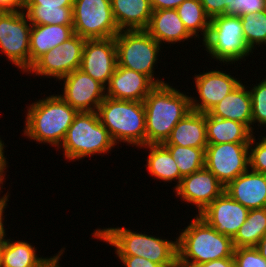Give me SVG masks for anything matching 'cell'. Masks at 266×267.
<instances>
[{"label":"cell","mask_w":266,"mask_h":267,"mask_svg":"<svg viewBox=\"0 0 266 267\" xmlns=\"http://www.w3.org/2000/svg\"><path fill=\"white\" fill-rule=\"evenodd\" d=\"M194 74V82L196 85V93L198 99L190 95L191 110L208 113L216 104H218L225 96L236 89L242 81L236 76L230 75L223 70H206V72Z\"/></svg>","instance_id":"4fadbf2b"},{"label":"cell","mask_w":266,"mask_h":267,"mask_svg":"<svg viewBox=\"0 0 266 267\" xmlns=\"http://www.w3.org/2000/svg\"><path fill=\"white\" fill-rule=\"evenodd\" d=\"M73 31L85 39H107L119 32L112 14L111 0H75Z\"/></svg>","instance_id":"30bf717a"},{"label":"cell","mask_w":266,"mask_h":267,"mask_svg":"<svg viewBox=\"0 0 266 267\" xmlns=\"http://www.w3.org/2000/svg\"><path fill=\"white\" fill-rule=\"evenodd\" d=\"M22 135L38 144L46 143L56 150L65 138L78 111L59 94L36 99L27 105Z\"/></svg>","instance_id":"6da1fadb"},{"label":"cell","mask_w":266,"mask_h":267,"mask_svg":"<svg viewBox=\"0 0 266 267\" xmlns=\"http://www.w3.org/2000/svg\"><path fill=\"white\" fill-rule=\"evenodd\" d=\"M176 161L182 177L190 175L205 167V149L183 147L178 145H164Z\"/></svg>","instance_id":"4dcf8cb0"},{"label":"cell","mask_w":266,"mask_h":267,"mask_svg":"<svg viewBox=\"0 0 266 267\" xmlns=\"http://www.w3.org/2000/svg\"><path fill=\"white\" fill-rule=\"evenodd\" d=\"M185 0H150L152 10L176 9Z\"/></svg>","instance_id":"ab89813d"},{"label":"cell","mask_w":266,"mask_h":267,"mask_svg":"<svg viewBox=\"0 0 266 267\" xmlns=\"http://www.w3.org/2000/svg\"><path fill=\"white\" fill-rule=\"evenodd\" d=\"M163 145L206 148V113L189 111L173 128Z\"/></svg>","instance_id":"7402d4cb"},{"label":"cell","mask_w":266,"mask_h":267,"mask_svg":"<svg viewBox=\"0 0 266 267\" xmlns=\"http://www.w3.org/2000/svg\"><path fill=\"white\" fill-rule=\"evenodd\" d=\"M208 113L213 117L240 122L252 130V99L248 86L241 83Z\"/></svg>","instance_id":"603a6c76"},{"label":"cell","mask_w":266,"mask_h":267,"mask_svg":"<svg viewBox=\"0 0 266 267\" xmlns=\"http://www.w3.org/2000/svg\"><path fill=\"white\" fill-rule=\"evenodd\" d=\"M255 247L260 255L266 259V234L260 239L259 243Z\"/></svg>","instance_id":"f6af8a7d"},{"label":"cell","mask_w":266,"mask_h":267,"mask_svg":"<svg viewBox=\"0 0 266 267\" xmlns=\"http://www.w3.org/2000/svg\"><path fill=\"white\" fill-rule=\"evenodd\" d=\"M146 144H162L176 124L191 111L190 96L169 82L156 85L143 100Z\"/></svg>","instance_id":"3957f363"},{"label":"cell","mask_w":266,"mask_h":267,"mask_svg":"<svg viewBox=\"0 0 266 267\" xmlns=\"http://www.w3.org/2000/svg\"><path fill=\"white\" fill-rule=\"evenodd\" d=\"M233 258L236 267H266V259L256 247L235 248Z\"/></svg>","instance_id":"e575fe53"},{"label":"cell","mask_w":266,"mask_h":267,"mask_svg":"<svg viewBox=\"0 0 266 267\" xmlns=\"http://www.w3.org/2000/svg\"><path fill=\"white\" fill-rule=\"evenodd\" d=\"M207 56L224 65L238 67L242 60L253 55L247 46L240 16L219 15L211 18L206 39L202 42ZM242 59V60H241ZM240 61V62H239Z\"/></svg>","instance_id":"52a82bcc"},{"label":"cell","mask_w":266,"mask_h":267,"mask_svg":"<svg viewBox=\"0 0 266 267\" xmlns=\"http://www.w3.org/2000/svg\"><path fill=\"white\" fill-rule=\"evenodd\" d=\"M5 147H7V146H6V144L4 143V141L0 137V160H6V159L8 160V158L4 154Z\"/></svg>","instance_id":"bcb514c9"},{"label":"cell","mask_w":266,"mask_h":267,"mask_svg":"<svg viewBox=\"0 0 266 267\" xmlns=\"http://www.w3.org/2000/svg\"><path fill=\"white\" fill-rule=\"evenodd\" d=\"M85 42V38L74 33L60 46L40 56L26 74H34V77L41 76L44 79L52 77L59 81L74 70L80 69Z\"/></svg>","instance_id":"8fae6325"},{"label":"cell","mask_w":266,"mask_h":267,"mask_svg":"<svg viewBox=\"0 0 266 267\" xmlns=\"http://www.w3.org/2000/svg\"><path fill=\"white\" fill-rule=\"evenodd\" d=\"M244 39L252 52L266 46V10L240 16ZM261 45V46H260Z\"/></svg>","instance_id":"1f68e13d"},{"label":"cell","mask_w":266,"mask_h":267,"mask_svg":"<svg viewBox=\"0 0 266 267\" xmlns=\"http://www.w3.org/2000/svg\"><path fill=\"white\" fill-rule=\"evenodd\" d=\"M111 8L120 31L146 30L153 11L150 0H111Z\"/></svg>","instance_id":"cb8c5ba5"},{"label":"cell","mask_w":266,"mask_h":267,"mask_svg":"<svg viewBox=\"0 0 266 267\" xmlns=\"http://www.w3.org/2000/svg\"><path fill=\"white\" fill-rule=\"evenodd\" d=\"M117 67L115 37L86 39L80 69L107 87Z\"/></svg>","instance_id":"9a60e30c"},{"label":"cell","mask_w":266,"mask_h":267,"mask_svg":"<svg viewBox=\"0 0 266 267\" xmlns=\"http://www.w3.org/2000/svg\"><path fill=\"white\" fill-rule=\"evenodd\" d=\"M200 3L210 18L219 15L233 16V0H200Z\"/></svg>","instance_id":"d590c367"},{"label":"cell","mask_w":266,"mask_h":267,"mask_svg":"<svg viewBox=\"0 0 266 267\" xmlns=\"http://www.w3.org/2000/svg\"><path fill=\"white\" fill-rule=\"evenodd\" d=\"M146 31L163 47L166 44L171 47V44L193 39L176 9L153 10Z\"/></svg>","instance_id":"44dd1931"},{"label":"cell","mask_w":266,"mask_h":267,"mask_svg":"<svg viewBox=\"0 0 266 267\" xmlns=\"http://www.w3.org/2000/svg\"><path fill=\"white\" fill-rule=\"evenodd\" d=\"M5 239H6V238H0V251H1V247H2L3 241H4Z\"/></svg>","instance_id":"7dc6e473"},{"label":"cell","mask_w":266,"mask_h":267,"mask_svg":"<svg viewBox=\"0 0 266 267\" xmlns=\"http://www.w3.org/2000/svg\"><path fill=\"white\" fill-rule=\"evenodd\" d=\"M248 213L249 209L224 191L198 215L218 233L233 239L247 219Z\"/></svg>","instance_id":"e0dca14e"},{"label":"cell","mask_w":266,"mask_h":267,"mask_svg":"<svg viewBox=\"0 0 266 267\" xmlns=\"http://www.w3.org/2000/svg\"><path fill=\"white\" fill-rule=\"evenodd\" d=\"M225 186L206 167L182 177L180 185L173 190L177 198L192 204L198 214L224 192Z\"/></svg>","instance_id":"2e32d148"},{"label":"cell","mask_w":266,"mask_h":267,"mask_svg":"<svg viewBox=\"0 0 266 267\" xmlns=\"http://www.w3.org/2000/svg\"><path fill=\"white\" fill-rule=\"evenodd\" d=\"M140 148L149 149L145 166L150 176L164 183L174 181L177 184L173 189H176L181 183L182 176L169 150L163 144H146Z\"/></svg>","instance_id":"4316f807"},{"label":"cell","mask_w":266,"mask_h":267,"mask_svg":"<svg viewBox=\"0 0 266 267\" xmlns=\"http://www.w3.org/2000/svg\"><path fill=\"white\" fill-rule=\"evenodd\" d=\"M74 34L73 25H32L30 32V67L43 54L60 46Z\"/></svg>","instance_id":"d4e9b609"},{"label":"cell","mask_w":266,"mask_h":267,"mask_svg":"<svg viewBox=\"0 0 266 267\" xmlns=\"http://www.w3.org/2000/svg\"><path fill=\"white\" fill-rule=\"evenodd\" d=\"M75 0H25L24 12L32 25H73Z\"/></svg>","instance_id":"ffe728a7"},{"label":"cell","mask_w":266,"mask_h":267,"mask_svg":"<svg viewBox=\"0 0 266 267\" xmlns=\"http://www.w3.org/2000/svg\"><path fill=\"white\" fill-rule=\"evenodd\" d=\"M91 235L114 247L116 256H138L163 267H178L176 237L172 241L118 226L97 228Z\"/></svg>","instance_id":"7a4b0ae2"},{"label":"cell","mask_w":266,"mask_h":267,"mask_svg":"<svg viewBox=\"0 0 266 267\" xmlns=\"http://www.w3.org/2000/svg\"><path fill=\"white\" fill-rule=\"evenodd\" d=\"M123 267H163L143 257L138 256H116Z\"/></svg>","instance_id":"74e56055"},{"label":"cell","mask_w":266,"mask_h":267,"mask_svg":"<svg viewBox=\"0 0 266 267\" xmlns=\"http://www.w3.org/2000/svg\"><path fill=\"white\" fill-rule=\"evenodd\" d=\"M177 236L178 267L202 264L216 259L233 257L232 238L218 233L195 214L187 227Z\"/></svg>","instance_id":"277c9868"},{"label":"cell","mask_w":266,"mask_h":267,"mask_svg":"<svg viewBox=\"0 0 266 267\" xmlns=\"http://www.w3.org/2000/svg\"><path fill=\"white\" fill-rule=\"evenodd\" d=\"M115 146L97 112H78L58 150L62 148L64 159L74 162L97 154L108 155Z\"/></svg>","instance_id":"8992f818"},{"label":"cell","mask_w":266,"mask_h":267,"mask_svg":"<svg viewBox=\"0 0 266 267\" xmlns=\"http://www.w3.org/2000/svg\"><path fill=\"white\" fill-rule=\"evenodd\" d=\"M266 10V0H233V16Z\"/></svg>","instance_id":"8d00e7d4"},{"label":"cell","mask_w":266,"mask_h":267,"mask_svg":"<svg viewBox=\"0 0 266 267\" xmlns=\"http://www.w3.org/2000/svg\"><path fill=\"white\" fill-rule=\"evenodd\" d=\"M224 191L249 210L266 208V174L248 169L229 182Z\"/></svg>","instance_id":"d6986e66"},{"label":"cell","mask_w":266,"mask_h":267,"mask_svg":"<svg viewBox=\"0 0 266 267\" xmlns=\"http://www.w3.org/2000/svg\"><path fill=\"white\" fill-rule=\"evenodd\" d=\"M186 267H236L233 257L216 259L202 264H192Z\"/></svg>","instance_id":"f35d334b"},{"label":"cell","mask_w":266,"mask_h":267,"mask_svg":"<svg viewBox=\"0 0 266 267\" xmlns=\"http://www.w3.org/2000/svg\"><path fill=\"white\" fill-rule=\"evenodd\" d=\"M155 86L146 75L117 65L106 87V96L116 100L143 101Z\"/></svg>","instance_id":"ac0fdd59"},{"label":"cell","mask_w":266,"mask_h":267,"mask_svg":"<svg viewBox=\"0 0 266 267\" xmlns=\"http://www.w3.org/2000/svg\"><path fill=\"white\" fill-rule=\"evenodd\" d=\"M8 164V161L7 160H0V193L2 192L3 193V191H2V189H4L3 187V183H5V181H6V169L8 168V166L9 165H7ZM9 197H10V193H9V191H7V193H5L3 196H1V198H0V200H2V199H9Z\"/></svg>","instance_id":"7bdbcfd3"},{"label":"cell","mask_w":266,"mask_h":267,"mask_svg":"<svg viewBox=\"0 0 266 267\" xmlns=\"http://www.w3.org/2000/svg\"><path fill=\"white\" fill-rule=\"evenodd\" d=\"M261 133L260 138L253 134L249 143V169L266 174V136ZM259 140V141H258ZM258 141V142H256Z\"/></svg>","instance_id":"836d02e7"},{"label":"cell","mask_w":266,"mask_h":267,"mask_svg":"<svg viewBox=\"0 0 266 267\" xmlns=\"http://www.w3.org/2000/svg\"><path fill=\"white\" fill-rule=\"evenodd\" d=\"M205 167L226 186L249 169V143L208 144Z\"/></svg>","instance_id":"7c38bea8"},{"label":"cell","mask_w":266,"mask_h":267,"mask_svg":"<svg viewBox=\"0 0 266 267\" xmlns=\"http://www.w3.org/2000/svg\"><path fill=\"white\" fill-rule=\"evenodd\" d=\"M32 24L24 11L0 12V54L25 74L30 68Z\"/></svg>","instance_id":"9c48e42d"},{"label":"cell","mask_w":266,"mask_h":267,"mask_svg":"<svg viewBox=\"0 0 266 267\" xmlns=\"http://www.w3.org/2000/svg\"><path fill=\"white\" fill-rule=\"evenodd\" d=\"M208 144L250 143L255 134L247 125L230 119H221L206 113Z\"/></svg>","instance_id":"484cf974"},{"label":"cell","mask_w":266,"mask_h":267,"mask_svg":"<svg viewBox=\"0 0 266 267\" xmlns=\"http://www.w3.org/2000/svg\"><path fill=\"white\" fill-rule=\"evenodd\" d=\"M250 88V94L252 99V131H254L253 127L258 126V128L265 127L266 129V77L260 80V82L255 84L252 88ZM255 123V126H254ZM258 123V124H256Z\"/></svg>","instance_id":"d6a6232c"},{"label":"cell","mask_w":266,"mask_h":267,"mask_svg":"<svg viewBox=\"0 0 266 267\" xmlns=\"http://www.w3.org/2000/svg\"><path fill=\"white\" fill-rule=\"evenodd\" d=\"M25 0H0V12L23 11Z\"/></svg>","instance_id":"60d3db41"},{"label":"cell","mask_w":266,"mask_h":267,"mask_svg":"<svg viewBox=\"0 0 266 267\" xmlns=\"http://www.w3.org/2000/svg\"><path fill=\"white\" fill-rule=\"evenodd\" d=\"M115 42L117 65L146 75L155 85L167 83L154 75L163 48L146 30L120 31Z\"/></svg>","instance_id":"ba28073f"},{"label":"cell","mask_w":266,"mask_h":267,"mask_svg":"<svg viewBox=\"0 0 266 267\" xmlns=\"http://www.w3.org/2000/svg\"><path fill=\"white\" fill-rule=\"evenodd\" d=\"M59 82L63 84L60 96L78 112H97L106 97V88L81 69L74 70Z\"/></svg>","instance_id":"5bb4252c"},{"label":"cell","mask_w":266,"mask_h":267,"mask_svg":"<svg viewBox=\"0 0 266 267\" xmlns=\"http://www.w3.org/2000/svg\"><path fill=\"white\" fill-rule=\"evenodd\" d=\"M9 202V199H2L0 200V238H7V233L5 230H7L5 227H4V220L6 217V214L4 215L5 213V210L7 209L6 207H8V203Z\"/></svg>","instance_id":"ee69618b"},{"label":"cell","mask_w":266,"mask_h":267,"mask_svg":"<svg viewBox=\"0 0 266 267\" xmlns=\"http://www.w3.org/2000/svg\"><path fill=\"white\" fill-rule=\"evenodd\" d=\"M265 234L266 208L251 209L247 219L232 239L234 247H255Z\"/></svg>","instance_id":"f546056e"},{"label":"cell","mask_w":266,"mask_h":267,"mask_svg":"<svg viewBox=\"0 0 266 267\" xmlns=\"http://www.w3.org/2000/svg\"><path fill=\"white\" fill-rule=\"evenodd\" d=\"M65 247H62L58 253L54 256L47 257L40 265L37 267H60V261L63 253H65ZM60 260V261H59Z\"/></svg>","instance_id":"b9f144b4"},{"label":"cell","mask_w":266,"mask_h":267,"mask_svg":"<svg viewBox=\"0 0 266 267\" xmlns=\"http://www.w3.org/2000/svg\"><path fill=\"white\" fill-rule=\"evenodd\" d=\"M97 114L116 145L139 148L146 145V120L143 101L116 100L105 97Z\"/></svg>","instance_id":"5b68a950"},{"label":"cell","mask_w":266,"mask_h":267,"mask_svg":"<svg viewBox=\"0 0 266 267\" xmlns=\"http://www.w3.org/2000/svg\"><path fill=\"white\" fill-rule=\"evenodd\" d=\"M176 10L188 33L194 40L203 42L207 37L211 18L206 14L200 0H185Z\"/></svg>","instance_id":"f1b7e54d"},{"label":"cell","mask_w":266,"mask_h":267,"mask_svg":"<svg viewBox=\"0 0 266 267\" xmlns=\"http://www.w3.org/2000/svg\"><path fill=\"white\" fill-rule=\"evenodd\" d=\"M8 237L0 251V267H37L47 257L38 256L37 247L27 240H14Z\"/></svg>","instance_id":"83f0119b"}]
</instances>
